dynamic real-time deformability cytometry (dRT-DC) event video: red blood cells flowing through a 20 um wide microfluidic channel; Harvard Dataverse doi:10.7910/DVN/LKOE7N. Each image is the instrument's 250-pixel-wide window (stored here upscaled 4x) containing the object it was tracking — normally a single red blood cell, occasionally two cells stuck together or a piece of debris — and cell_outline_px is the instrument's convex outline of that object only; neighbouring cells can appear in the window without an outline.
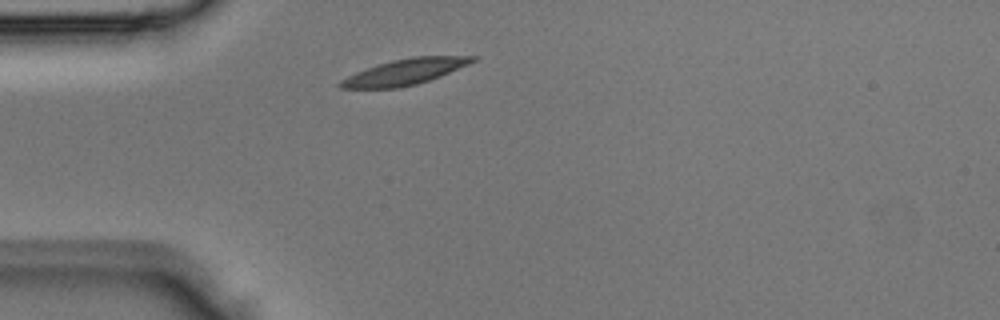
{"species": "Egyptian fruit bat (a non-hibernating species)", "species_latin": "Rousettus aegyptiacus", "temperature_condition": "room temperature", "stored_images_in_passage": 1, "camera_frame_rate_fps": 3000, "um_per_image_px": 0.085, "animal": {"sex": "male"}, "frame": {"image": 1, "passage_image": 1, "time_ms": 0.0, "image_size_px": [1000, 320], "cell_outline_px": [[476, 60], [468, 64], [440, 76], [416, 84], [396, 88], [340, 88], [336, 84], [340, 80], [356, 72], [376, 64], [392, 60], [412, 56], [476, 56]], "centroid_in_image_um": [34.36, 6.1], "position_along_channel_um": 50.6, "area_um2": 19.71}}